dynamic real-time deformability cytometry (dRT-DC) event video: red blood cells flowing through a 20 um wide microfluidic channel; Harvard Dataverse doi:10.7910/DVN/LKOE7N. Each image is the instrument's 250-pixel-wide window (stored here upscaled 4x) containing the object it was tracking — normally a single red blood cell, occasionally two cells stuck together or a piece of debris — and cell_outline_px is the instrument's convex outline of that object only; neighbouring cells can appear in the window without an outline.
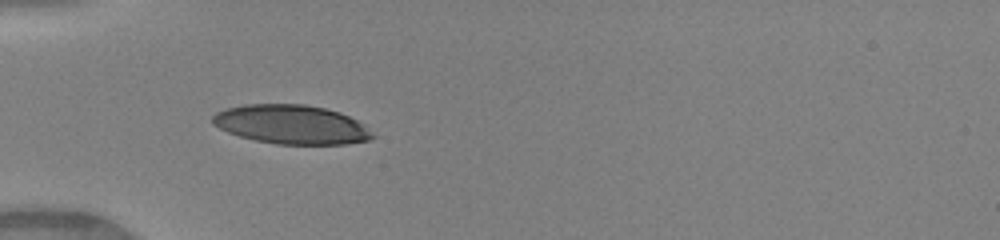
{"species": "human", "species_latin": "Homo sapiens", "temperature_condition": "warm", "stored_images_in_passage": 34, "camera_frame_rate_fps": 3000, "um_per_image_px": 0.085, "donor": {"sex": "female"}, "frame": {"image": 1, "passage_image": 1, "time_ms": 0.0, "image_size_px": [1000, 240], "cell_outline_px": [[376, 136], [368, 140], [344, 144], [276, 144], [256, 140], [240, 136], [228, 132], [212, 124], [212, 116], [216, 112], [228, 108], [244, 104], [304, 104], [324, 108], [340, 112], [364, 124]], "centroid_in_image_um": [24.77, 10.58], "position_along_channel_um": 60.2, "area_um2": 36.3}}
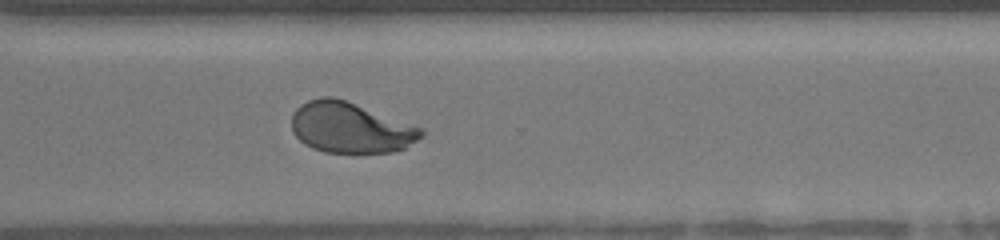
{"frame": {"image": 2, "passage_image": 22, "time_ms": 7.0, "image_size_px": [1000, 240], "cell_outline_px": [[424, 136], [404, 148], [392, 152], [324, 152], [312, 148], [304, 144], [292, 132], [292, 112], [300, 104], [308, 100], [320, 96], [332, 96], [344, 100], [424, 128]], "centroid_in_image_um": [29.77, 10.84], "position_along_channel_um": 340.8, "area_um2": 38.26}}
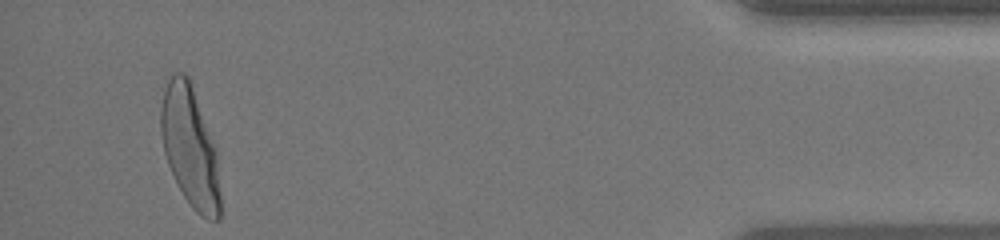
{"frame": {"image": 3, "passage_image": 32, "time_ms": 10.333, "image_size_px": [1000, 240], "cell_outline_px": [[220, 220], [208, 220], [200, 216], [192, 208], [176, 184], [168, 164], [164, 152], [160, 132], [160, 108], [164, 92], [168, 80], [176, 72], [184, 72], [188, 76], [216, 152], [220, 196]], "centroid_in_image_um": [16.13, 12.54], "position_along_channel_um": 419.1, "area_um2": 41.15}, "authors_computed_cell_mechanics": {"area_um2": 39.2173, "velocity_mm_per_s": 4.1137, "shape_relaxation_time_tau1_ms": 3.6148, "shape_relaxation_time_tau2_ms": null, "deformation_change_tau1": 0.215, "deformation_change_tau2": null}}